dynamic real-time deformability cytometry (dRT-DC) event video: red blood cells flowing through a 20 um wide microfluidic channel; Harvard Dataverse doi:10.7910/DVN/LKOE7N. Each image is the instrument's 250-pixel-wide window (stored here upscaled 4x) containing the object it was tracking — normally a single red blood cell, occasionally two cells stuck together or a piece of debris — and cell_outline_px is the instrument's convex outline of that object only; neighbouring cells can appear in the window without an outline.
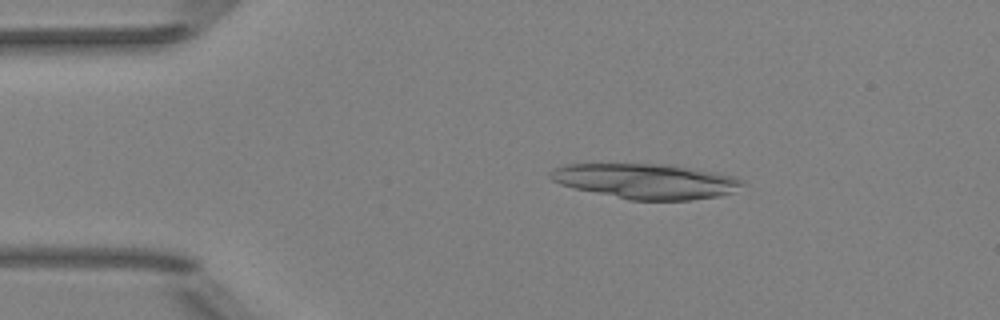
{"species": "Egyptian fruit bat (a non-hibernating species)", "species_latin": "Rousettus aegyptiacus", "temperature_condition": "room temperature", "stored_images_in_passage": 8, "camera_frame_rate_fps": 3000, "um_per_image_px": 0.085, "animal": {"sex": "female"}, "frame": {"image": 1, "passage_image": 1, "time_ms": 0.0, "image_size_px": [1000, 320], "cell_outline_px": [[744, 184], [732, 192], [720, 196], [692, 200], [628, 200], [576, 188], [560, 184], [552, 180], [548, 176], [548, 172], [564, 164], [672, 164], [716, 172], [736, 176], [744, 180]], "centroid_in_image_um": [54.94, 15.39], "position_along_channel_um": 30.1, "area_um2": 39.48}}